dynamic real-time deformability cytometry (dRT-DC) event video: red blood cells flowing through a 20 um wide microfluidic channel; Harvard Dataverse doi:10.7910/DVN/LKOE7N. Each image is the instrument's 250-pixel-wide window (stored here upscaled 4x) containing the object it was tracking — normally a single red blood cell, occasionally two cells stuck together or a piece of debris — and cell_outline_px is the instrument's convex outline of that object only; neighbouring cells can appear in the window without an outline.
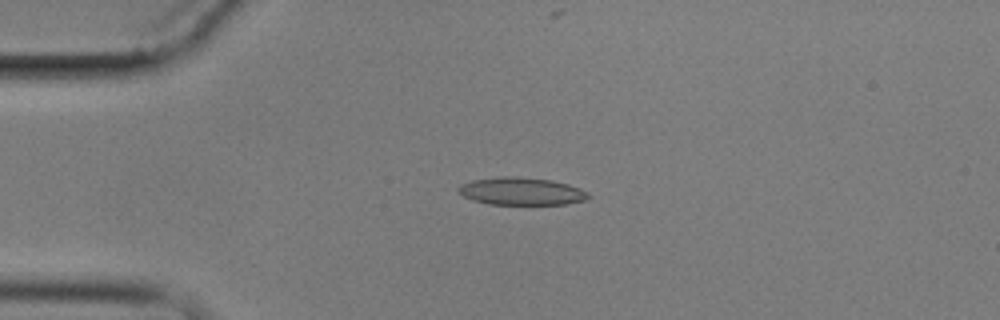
{"species": "common noctule bat (a hibernating species)", "species_latin": "Nyctalus noctula", "temperature_condition": "cold", "stored_images_in_passage": 5, "camera_frame_rate_fps": 3000, "um_per_image_px": 0.085, "animal": {"sex": "male", "body_mass_g": 17.9}, "frame": {"image": 1, "passage_image": 3, "time_ms": 2.0, "image_size_px": [1000, 320], "cell_outline_px": [[592, 196], [584, 200], [564, 204], [488, 204], [472, 200], [464, 196], [456, 188], [460, 184], [472, 180], [500, 176], [516, 176], [552, 180], [568, 184], [580, 188], [588, 192]], "centroid_in_image_um": [44.31, 16.25], "position_along_channel_um": 40.7, "area_um2": 20.98}}
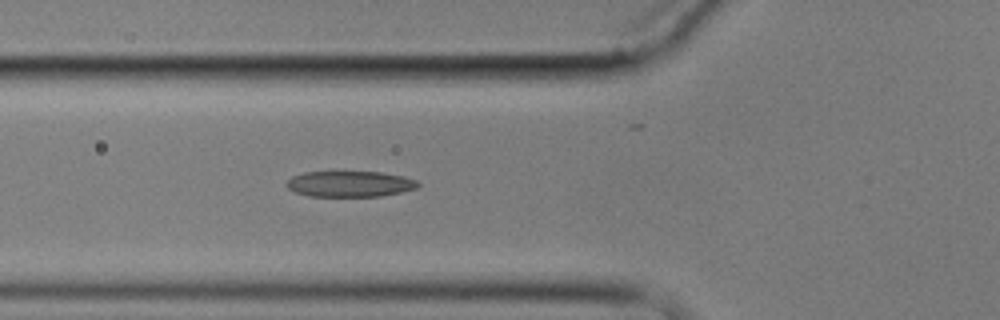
{"frame": {"image": 2, "passage_image": 5, "time_ms": 4.333, "image_size_px": [1000, 320], "cell_outline_px": [[420, 184], [416, 188], [400, 192], [380, 196], [308, 196], [296, 192], [288, 188], [284, 184], [292, 176], [304, 172], [380, 172], [404, 176], [416, 180]], "centroid_in_image_um": [29.72, 15.63], "position_along_channel_um": 96.1, "area_um2": 19.71}}